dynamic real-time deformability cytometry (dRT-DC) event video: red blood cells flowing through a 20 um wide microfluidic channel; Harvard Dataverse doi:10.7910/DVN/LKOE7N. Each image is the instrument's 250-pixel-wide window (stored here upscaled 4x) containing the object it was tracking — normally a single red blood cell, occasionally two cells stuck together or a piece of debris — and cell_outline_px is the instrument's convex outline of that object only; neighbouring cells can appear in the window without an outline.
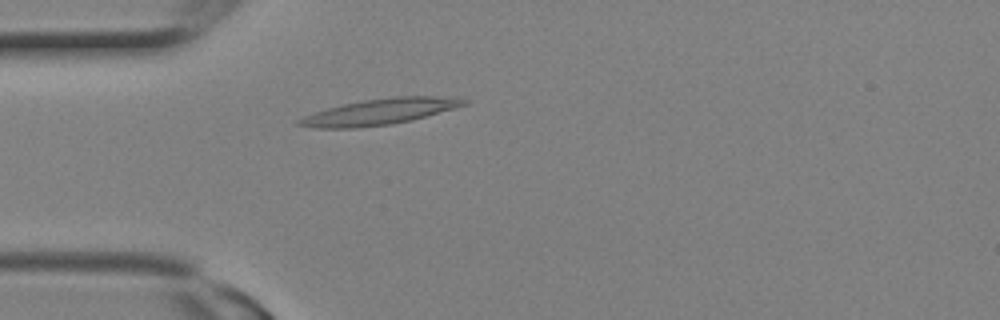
{"species": "Egyptian fruit bat (a non-hibernating species)", "species_latin": "Rousettus aegyptiacus", "temperature_condition": "room temperature", "stored_images_in_passage": 9, "camera_frame_rate_fps": 3000, "um_per_image_px": 0.085, "animal": {"sex": "female"}, "frame": {"image": 1, "passage_image": 7, "time_ms": 2.0, "image_size_px": [1000, 320], "cell_outline_px": [[472, 100], [468, 104], [456, 108], [412, 120], [392, 124], [356, 128], [316, 128], [296, 124], [296, 120], [312, 112], [340, 104], [360, 100], [396, 96], [432, 96]], "centroid_in_image_um": [32.25, 9.49], "position_along_channel_um": 52.8, "area_um2": 25.2}}
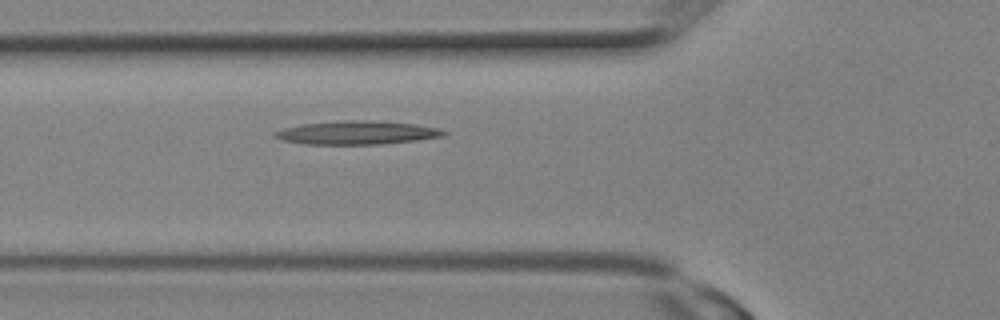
{"frame": {"image": 2, "passage_image": 9, "time_ms": 2.667, "image_size_px": [1000, 320], "cell_outline_px": [[448, 132], [444, 136], [416, 140], [380, 144], [304, 144], [284, 140], [272, 136], [272, 132], [284, 128], [300, 124], [340, 120], [368, 120], [416, 124], [440, 128]], "centroid_in_image_um": [30.33, 11.27], "position_along_channel_um": 95.5, "area_um2": 23.24}}